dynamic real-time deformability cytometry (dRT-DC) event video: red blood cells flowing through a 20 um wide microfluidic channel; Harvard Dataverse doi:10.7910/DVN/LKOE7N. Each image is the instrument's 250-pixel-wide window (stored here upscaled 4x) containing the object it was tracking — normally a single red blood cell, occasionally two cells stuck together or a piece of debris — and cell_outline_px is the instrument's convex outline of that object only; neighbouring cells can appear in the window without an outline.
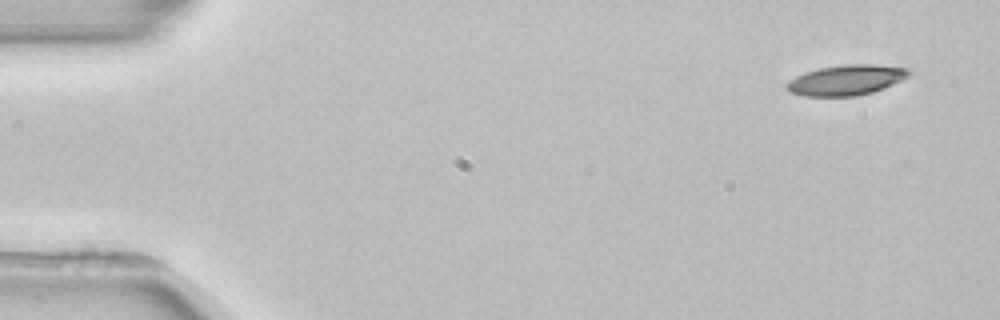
{"species": "common noctule bat (a hibernating species)", "species_latin": "Nyctalus noctula", "temperature_condition": "room temperature", "stored_images_in_passage": 5, "segment_of_instrument_passage": [2, 2], "camera_frame_rate_fps": 3000, "um_per_image_px": 0.085, "animal": {"sex": "female", "body_mass_g": 22.7, "forearm_length_mm": 54.2}, "frame": {"image": 1, "passage_image": 5, "time_ms": 6.0, "image_size_px": [1000, 320], "cell_outline_px": [[912, 72], [908, 76], [884, 88], [872, 92], [856, 96], [804, 96], [792, 92], [788, 88], [788, 80], [804, 72], [820, 68], [844, 64], [872, 64], [908, 68]], "centroid_in_image_um": [71.95, 6.79], "position_along_channel_um": 13.1, "area_um2": 21.39}}